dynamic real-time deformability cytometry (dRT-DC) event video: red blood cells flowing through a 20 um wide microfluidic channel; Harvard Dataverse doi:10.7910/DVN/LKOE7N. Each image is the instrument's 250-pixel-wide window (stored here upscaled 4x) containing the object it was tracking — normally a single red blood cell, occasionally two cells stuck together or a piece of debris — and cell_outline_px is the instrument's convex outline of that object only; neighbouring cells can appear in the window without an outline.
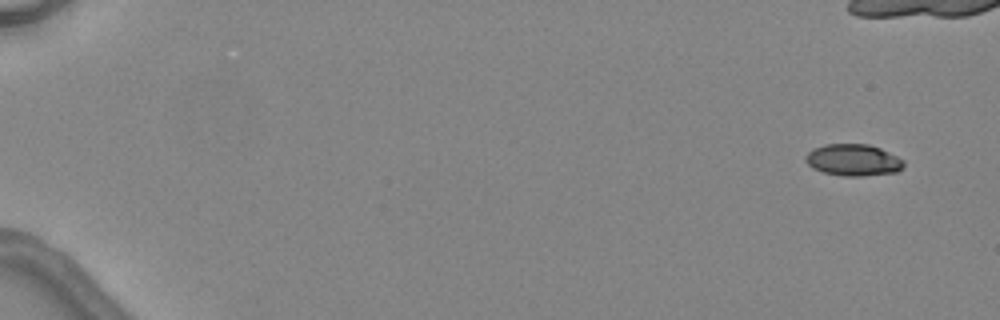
{"species": "common noctule bat (a hibernating species)", "species_latin": "Nyctalus noctula", "temperature_condition": "warm", "stored_images_in_passage": 7, "camera_frame_rate_fps": 3000, "um_per_image_px": 0.085, "animal": {"sex": "female", "body_mass_g": 24.6, "forearm_length_mm": 56.2}, "frame": {"image": 1, "passage_image": 1, "time_ms": 0.0, "image_size_px": [1000, 320], "cell_outline_px": [[904, 168], [896, 172], [864, 176], [844, 176], [824, 172], [812, 168], [804, 160], [804, 156], [812, 148], [824, 144], [868, 144], [880, 148], [904, 160]], "centroid_in_image_um": [72.5, 13.6], "position_along_channel_um": 12.5, "area_um2": 18.26}}